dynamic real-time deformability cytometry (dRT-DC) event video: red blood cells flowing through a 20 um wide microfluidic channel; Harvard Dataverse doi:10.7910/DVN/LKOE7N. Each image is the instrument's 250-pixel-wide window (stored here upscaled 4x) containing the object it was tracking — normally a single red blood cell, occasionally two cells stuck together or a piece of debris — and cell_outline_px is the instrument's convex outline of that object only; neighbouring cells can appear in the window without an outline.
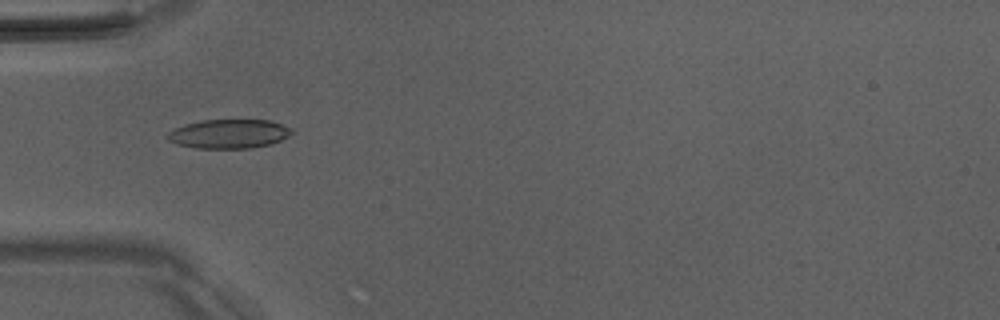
{"species": "Egyptian fruit bat (a non-hibernating species)", "species_latin": "Rousettus aegyptiacus", "temperature_condition": "room temperature", "stored_images_in_passage": 8, "camera_frame_rate_fps": 3000, "um_per_image_px": 0.085, "animal": {"sex": "male"}, "frame": {"image": 1, "passage_image": 5, "time_ms": 5.333, "image_size_px": [1000, 320], "cell_outline_px": [[292, 132], [288, 136], [272, 144], [252, 148], [196, 148], [176, 144], [168, 140], [164, 136], [168, 132], [184, 124], [200, 120], [268, 120], [292, 128]], "centroid_in_image_um": [19.42, 11.38], "position_along_channel_um": 65.6, "area_um2": 21.1}}
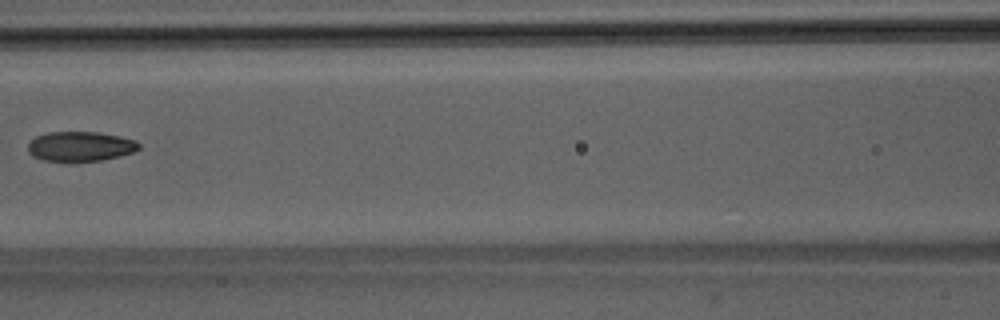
{"frame": {"image": 2, "passage_image": 7, "time_ms": 7.667, "image_size_px": [1000, 320], "cell_outline_px": [[140, 148], [132, 152], [120, 156], [100, 160], [44, 160], [32, 156], [28, 152], [28, 144], [36, 136], [48, 132], [96, 132], [120, 136], [136, 140], [140, 144]], "centroid_in_image_um": [6.84, 12.42], "position_along_channel_um": 159.8, "area_um2": 18.96}}